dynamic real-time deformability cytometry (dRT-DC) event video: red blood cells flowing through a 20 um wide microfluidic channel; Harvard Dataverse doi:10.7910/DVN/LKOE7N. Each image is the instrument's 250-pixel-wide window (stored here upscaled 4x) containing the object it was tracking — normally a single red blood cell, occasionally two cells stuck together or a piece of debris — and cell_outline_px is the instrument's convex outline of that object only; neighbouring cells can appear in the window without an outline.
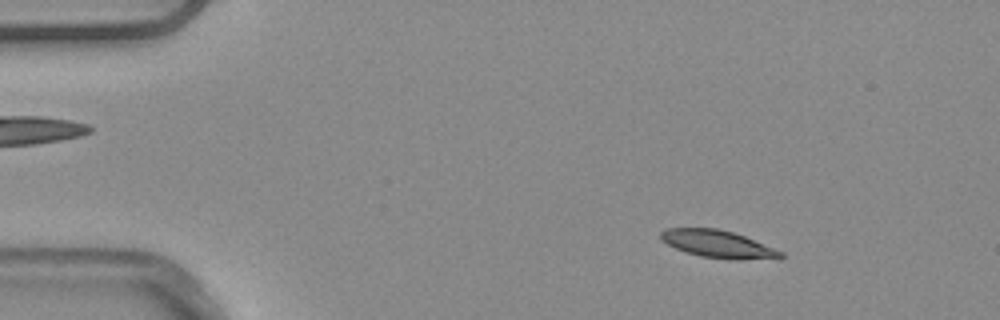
{"species": "common noctule bat (a hibernating species)", "species_latin": "Nyctalus noctula", "temperature_condition": "warm", "stored_images_in_passage": 52, "camera_frame_rate_fps": 3000, "um_per_image_px": 0.085, "animal": {"sex": "male", "body_mass_g": 20.4}, "frame": {"image": 1, "passage_image": 7, "time_ms": 2.0, "image_size_px": [1000, 320], "cell_outline_px": [[784, 256], [780, 260], [736, 260], [700, 256], [684, 252], [660, 240], [660, 232], [664, 228], [716, 228], [732, 232], [744, 236], [784, 252]], "centroid_in_image_um": [61.08, 20.77], "position_along_channel_um": 23.9, "area_um2": 19.54}}
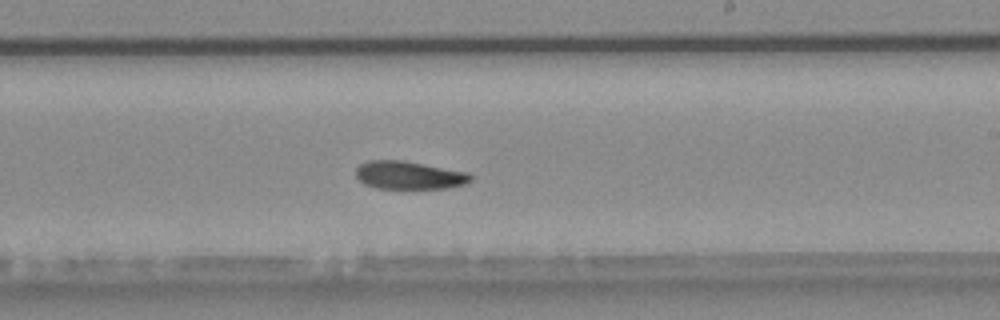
{"frame": {"image": 2, "passage_image": 31, "time_ms": 10.0, "image_size_px": [1000, 320], "cell_outline_px": [[472, 180], [464, 184], [444, 188], [376, 188], [364, 184], [356, 176], [356, 168], [360, 164], [368, 160], [404, 160], [468, 172], [472, 176]], "centroid_in_image_um": [34.76, 14.88], "position_along_channel_um": 254.2, "area_um2": 18.73}}
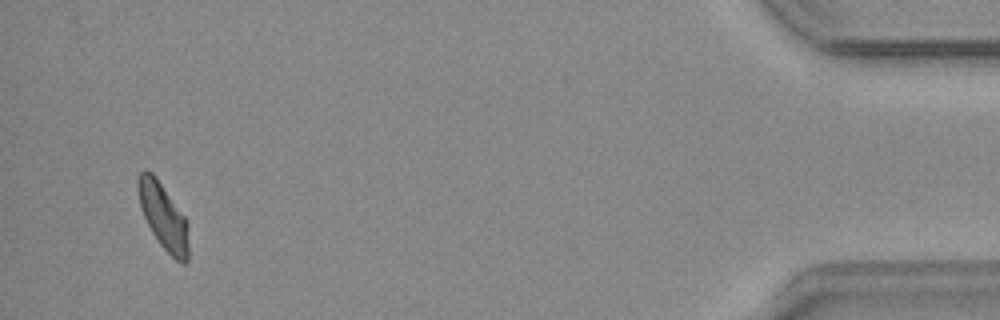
{"frame": {"image": 3, "passage_image": 50, "time_ms": 16.333, "image_size_px": [1000, 320], "cell_outline_px": [[188, 260], [184, 264], [176, 260], [160, 244], [152, 232], [140, 208], [136, 180], [140, 172], [144, 168], [152, 172], [156, 176], [184, 216], [188, 224]], "centroid_in_image_um": [13.86, 18.35], "position_along_channel_um": 421.3, "area_um2": 19.42}}